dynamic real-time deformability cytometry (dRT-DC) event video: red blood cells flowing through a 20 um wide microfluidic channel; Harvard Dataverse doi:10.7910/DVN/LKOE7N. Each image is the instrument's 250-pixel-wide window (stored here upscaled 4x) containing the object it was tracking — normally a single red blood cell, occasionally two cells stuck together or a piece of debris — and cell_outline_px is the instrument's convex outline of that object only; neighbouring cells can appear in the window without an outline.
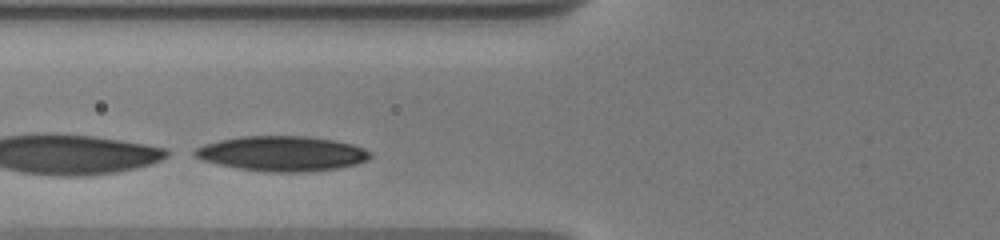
{"species": "human", "species_latin": "Homo sapiens", "temperature_condition": "warm", "stored_images_in_passage": 4, "camera_frame_rate_fps": 3000, "um_per_image_px": 0.085, "donor": {"sex": "male"}, "frame": {"image": 1, "passage_image": 3, "time_ms": 1.667, "image_size_px": [1000, 240], "cell_outline_px": [[372, 156], [368, 160], [356, 164], [336, 168], [304, 172], [268, 172], [240, 168], [220, 164], [204, 160], [192, 156], [192, 152], [196, 148], [204, 144], [220, 140], [240, 136], [304, 136], [332, 140], [352, 144], [364, 148], [372, 152]], "centroid_in_image_um": [23.98, 13.05], "position_along_channel_um": 101.8, "area_um2": 35.66}}